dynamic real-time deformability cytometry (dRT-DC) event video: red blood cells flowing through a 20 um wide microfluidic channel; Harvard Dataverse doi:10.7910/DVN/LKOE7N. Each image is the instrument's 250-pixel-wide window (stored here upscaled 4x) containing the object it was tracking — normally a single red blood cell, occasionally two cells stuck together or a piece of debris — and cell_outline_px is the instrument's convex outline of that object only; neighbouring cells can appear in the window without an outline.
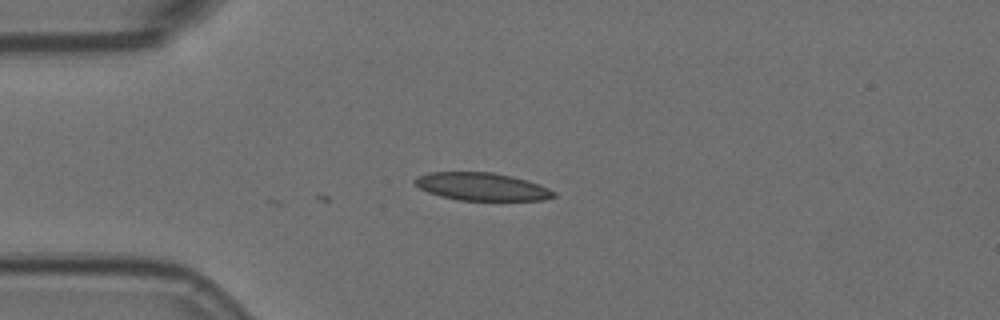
{"species": "Egyptian fruit bat (a non-hibernating species)", "species_latin": "Rousettus aegyptiacus", "temperature_condition": "room temperature", "stored_images_in_passage": 3, "camera_frame_rate_fps": 3000, "um_per_image_px": 0.085, "animal": {"sex": "female"}, "frame": {"image": 1, "passage_image": 3, "time_ms": 0.667, "image_size_px": [1000, 320], "cell_outline_px": [[556, 196], [544, 200], [460, 200], [440, 196], [428, 192], [420, 188], [412, 180], [416, 176], [428, 172], [492, 172], [512, 176], [548, 188], [556, 192]], "centroid_in_image_um": [40.91, 15.86], "position_along_channel_um": 44.1, "area_um2": 22.37}}